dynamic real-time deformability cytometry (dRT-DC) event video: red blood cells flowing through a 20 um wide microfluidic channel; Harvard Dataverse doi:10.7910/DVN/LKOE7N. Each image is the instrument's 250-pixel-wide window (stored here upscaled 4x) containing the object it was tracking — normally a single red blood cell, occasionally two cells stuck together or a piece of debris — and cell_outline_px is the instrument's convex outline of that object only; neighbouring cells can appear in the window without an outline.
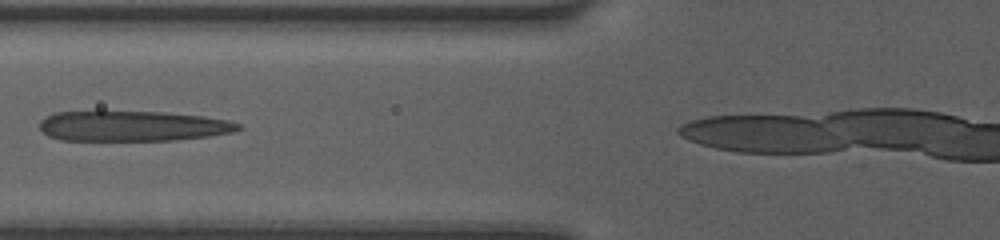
{"species": "human", "species_latin": "Homo sapiens", "temperature_condition": "room temperature", "stored_images_in_passage": 13, "camera_frame_rate_fps": 3000, "um_per_image_px": 0.085, "donor": {"sex": "female"}, "frame": {"image": 1, "passage_image": 10, "time_ms": 4.0, "image_size_px": [1000, 240], "cell_outline_px": [[244, 128], [232, 132], [208, 136], [176, 140], [60, 140], [48, 136], [40, 128], [40, 120], [56, 112], [96, 108], [164, 112], [204, 116], [228, 120], [240, 124]], "centroid_in_image_um": [11.21, 10.66], "position_along_channel_um": 114.6, "area_um2": 36.47}}